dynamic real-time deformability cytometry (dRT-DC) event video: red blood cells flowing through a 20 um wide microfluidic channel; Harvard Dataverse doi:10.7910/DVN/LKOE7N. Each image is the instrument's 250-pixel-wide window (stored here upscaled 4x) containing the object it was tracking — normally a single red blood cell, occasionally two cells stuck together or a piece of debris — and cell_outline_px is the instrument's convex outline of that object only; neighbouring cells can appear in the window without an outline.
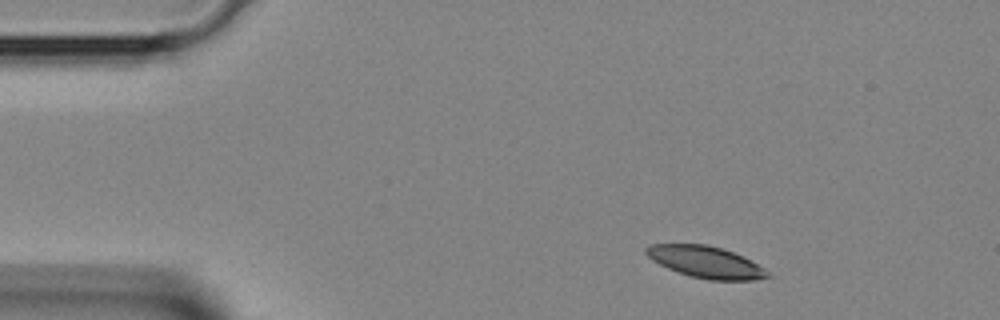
{"species": "Egyptian fruit bat (a non-hibernating species)", "species_latin": "Rousettus aegyptiacus", "temperature_condition": "room temperature", "stored_images_in_passage": 3, "camera_frame_rate_fps": 3000, "um_per_image_px": 0.085, "animal": {"sex": "female"}, "frame": {"image": 1, "passage_image": 1, "time_ms": 0.0, "image_size_px": [1000, 320], "cell_outline_px": [[768, 276], [752, 280], [708, 280], [688, 276], [668, 268], [652, 260], [644, 252], [644, 248], [648, 244], [708, 244], [732, 252], [764, 268], [768, 272]], "centroid_in_image_um": [59.9, 22.27], "position_along_channel_um": 25.1, "area_um2": 22.14}}